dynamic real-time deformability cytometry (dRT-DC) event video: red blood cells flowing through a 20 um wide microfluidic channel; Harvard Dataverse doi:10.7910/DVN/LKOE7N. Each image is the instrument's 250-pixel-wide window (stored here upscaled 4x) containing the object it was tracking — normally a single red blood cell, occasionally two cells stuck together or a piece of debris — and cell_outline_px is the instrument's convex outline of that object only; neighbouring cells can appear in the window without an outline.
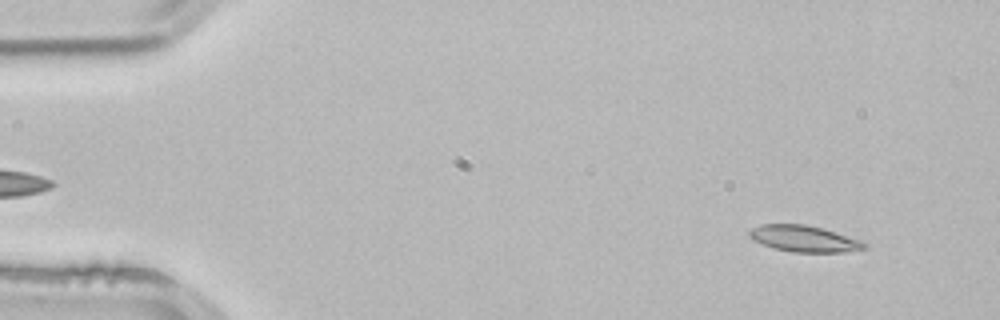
{"species": "common noctule bat (a hibernating species)", "species_latin": "Nyctalus noctula", "temperature_condition": "room temperature", "stored_images_in_passage": 3, "segment_of_instrument_passage": [2, 2], "camera_frame_rate_fps": 3000, "um_per_image_px": 0.085, "animal": {"sex": "male", "body_mass_g": 21.5, "forearm_length_mm": 52.0}, "frame": {"image": 1, "passage_image": 3, "time_ms": 0.667, "image_size_px": [1000, 320], "cell_outline_px": [[868, 248], [844, 252], [792, 252], [772, 248], [752, 240], [748, 236], [748, 232], [752, 228], [760, 224], [804, 224], [824, 228], [860, 240], [868, 244]], "centroid_in_image_um": [68.33, 20.29], "position_along_channel_um": 16.7, "area_um2": 17.86}}